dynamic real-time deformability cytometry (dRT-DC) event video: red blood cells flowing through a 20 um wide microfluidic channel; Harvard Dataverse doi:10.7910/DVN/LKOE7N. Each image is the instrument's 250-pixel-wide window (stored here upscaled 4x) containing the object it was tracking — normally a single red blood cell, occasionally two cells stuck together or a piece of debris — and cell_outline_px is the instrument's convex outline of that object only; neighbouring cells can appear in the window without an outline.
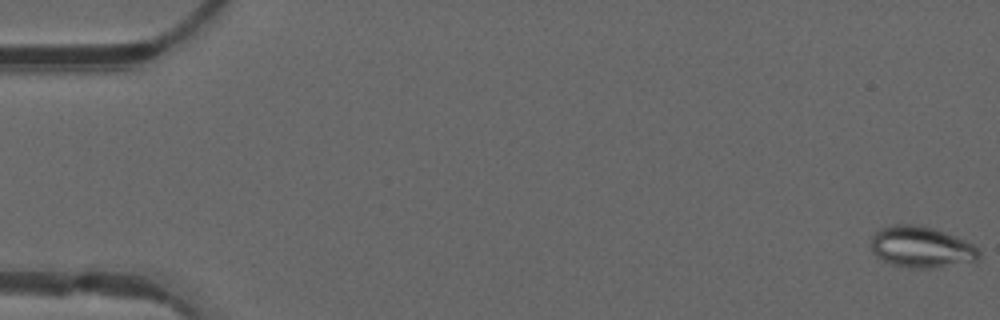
{"species": "common noctule bat (a hibernating species)", "species_latin": "Nyctalus noctula", "temperature_condition": "warm", "stored_images_in_passage": 50, "camera_frame_rate_fps": 3000, "um_per_image_px": 0.085, "animal": {"sex": "male", "forearm_length_mm": 52.5}, "frame": {"image": 1, "passage_image": 1, "time_ms": 0.0, "image_size_px": [1000, 320], "cell_outline_px": [[980, 260], [976, 264], [940, 268], [908, 268], [892, 264], [876, 256], [872, 252], [872, 236], [880, 228], [892, 224], [912, 224], [932, 228], [944, 232], [964, 240], [972, 244], [980, 252]], "centroid_in_image_um": [78.39, 21.04], "position_along_channel_um": 6.6, "area_um2": 26.47}}
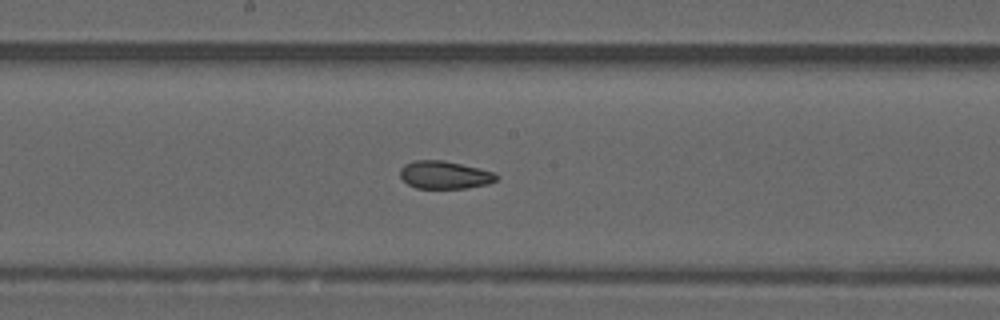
{"frame": {"image": 2, "passage_image": 27, "time_ms": 8.667, "image_size_px": [1000, 320], "cell_outline_px": [[500, 176], [496, 180], [488, 184], [468, 188], [416, 188], [408, 184], [400, 176], [400, 168], [404, 164], [416, 160], [444, 160], [496, 172]], "centroid_in_image_um": [37.82, 14.86], "position_along_channel_um": 210.4, "area_um2": 15.72}}
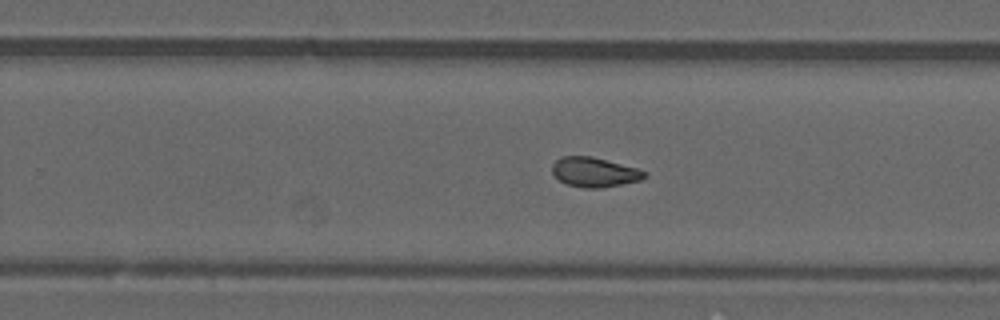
{"frame": {"image": 3, "passage_image": 32, "time_ms": 10.333, "image_size_px": [1000, 320], "cell_outline_px": [[648, 176], [644, 180], [600, 188], [584, 188], [568, 184], [560, 180], [552, 172], [552, 164], [556, 160], [564, 156], [592, 156], [636, 168], [648, 172]], "centroid_in_image_um": [50.57, 14.64], "position_along_channel_um": 279.2, "area_um2": 15.95}, "authors_computed_cell_mechanics": {"area_um2": 16.762, "velocity_mm_per_s": 4.1594, "shape_relaxation_time_tau1_ms": null, "shape_relaxation_time_tau2_ms": 2.108, "deformation_change_tau1": null, "deformation_change_tau2": 0.0627}}